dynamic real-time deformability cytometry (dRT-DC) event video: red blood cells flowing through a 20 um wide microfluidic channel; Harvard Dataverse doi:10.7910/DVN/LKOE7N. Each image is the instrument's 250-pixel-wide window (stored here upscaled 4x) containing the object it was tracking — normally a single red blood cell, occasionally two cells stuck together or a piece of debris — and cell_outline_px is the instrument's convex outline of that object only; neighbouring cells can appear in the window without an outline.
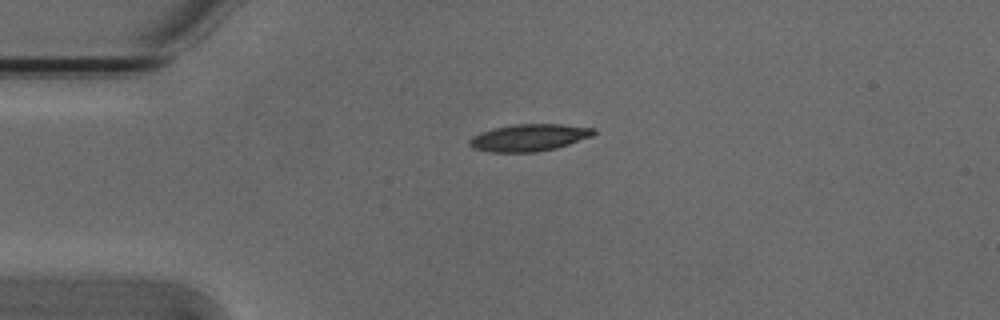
{"species": "Egyptian fruit bat (a non-hibernating species)", "species_latin": "Rousettus aegyptiacus", "temperature_condition": "cold", "stored_images_in_passage": 4, "camera_frame_rate_fps": 3000, "um_per_image_px": 0.085, "animal": {"sex": "male"}, "frame": {"image": 1, "passage_image": 1, "time_ms": 0.0, "image_size_px": [1000, 320], "cell_outline_px": [[596, 132], [592, 136], [556, 148], [536, 152], [488, 152], [472, 148], [468, 144], [468, 140], [472, 136], [480, 132], [492, 128], [512, 124], [560, 124], [596, 128]], "centroid_in_image_um": [44.93, 11.69], "position_along_channel_um": 40.1, "area_um2": 19.77}}
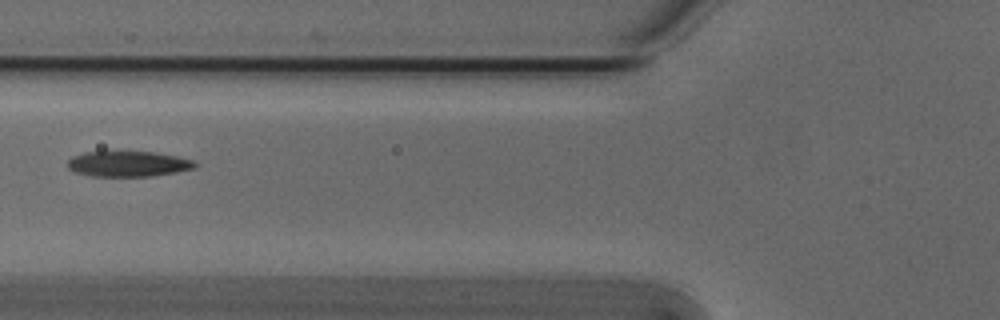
{"frame": {"image": 2, "passage_image": 3, "time_ms": 0.667, "image_size_px": [1000, 320], "cell_outline_px": [[196, 168], [176, 172], [152, 176], [92, 176], [76, 172], [68, 168], [68, 160], [72, 156], [84, 152], [152, 152], [176, 156], [192, 160], [196, 164]], "centroid_in_image_um": [10.88, 13.93], "position_along_channel_um": 114.9, "area_um2": 18.73}}
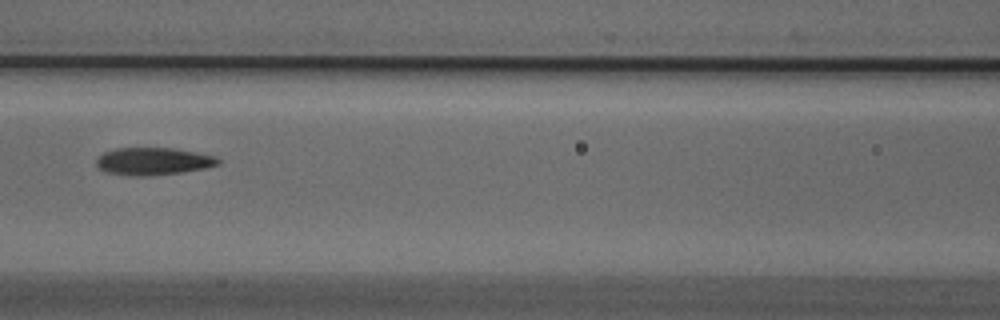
{"frame": {"image": 3, "passage_image": 4, "time_ms": 1.0, "image_size_px": [1000, 320], "cell_outline_px": [[220, 164], [204, 168], [180, 172], [152, 176], [132, 176], [104, 172], [96, 164], [96, 160], [104, 152], [116, 148], [176, 148], [196, 152], [212, 156], [220, 160]], "centroid_in_image_um": [13.0, 13.71], "position_along_channel_um": 153.6, "area_um2": 19.42}}